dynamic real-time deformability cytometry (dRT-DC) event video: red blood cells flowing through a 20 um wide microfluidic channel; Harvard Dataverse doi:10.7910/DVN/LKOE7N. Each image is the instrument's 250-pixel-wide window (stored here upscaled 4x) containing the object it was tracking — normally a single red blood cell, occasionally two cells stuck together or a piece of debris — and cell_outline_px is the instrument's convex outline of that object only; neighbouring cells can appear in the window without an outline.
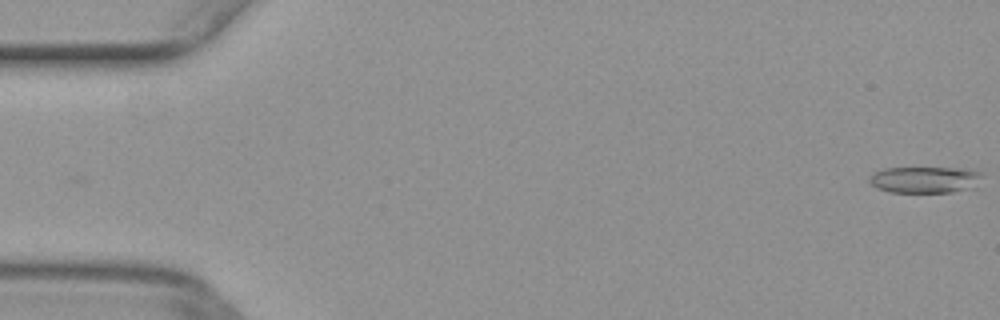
{"species": "common noctule bat (a hibernating species)", "species_latin": "Nyctalus noctula", "temperature_condition": "warm", "stored_images_in_passage": 51, "camera_frame_rate_fps": 3000, "um_per_image_px": 0.085, "animal": {"sex": "female", "body_mass_g": 29.2, "forearm_length_mm": 56.3}, "frame": {"image": 1, "passage_image": 1, "time_ms": 0.0, "image_size_px": [1000, 320], "cell_outline_px": [[980, 172], [964, 188], [952, 192], [888, 192], [876, 188], [868, 180], [868, 176], [884, 168], [964, 168]], "centroid_in_image_um": [78.38, 15.26], "position_along_channel_um": 6.6, "area_um2": 16.53}}
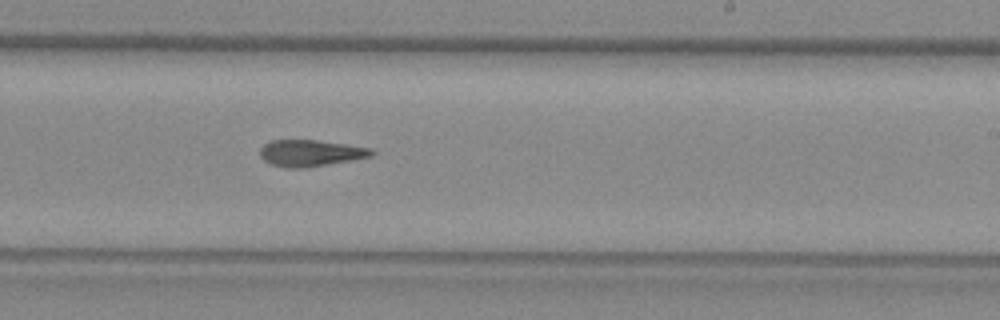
{"frame": {"image": 2, "passage_image": 31, "time_ms": 10.0, "image_size_px": [1000, 320], "cell_outline_px": [[376, 152], [372, 156], [352, 160], [304, 168], [284, 168], [272, 164], [264, 160], [260, 156], [260, 148], [264, 144], [272, 140], [316, 140], [372, 148]], "centroid_in_image_um": [26.39, 13.01], "position_along_channel_um": 262.6, "area_um2": 17.22}}
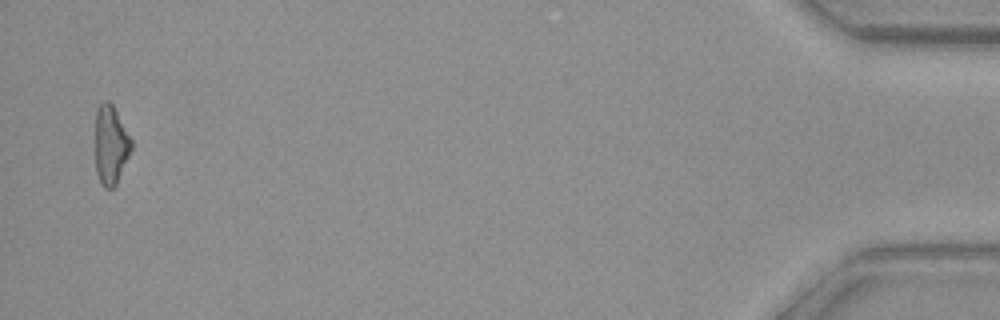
{"frame": {"image": 3, "passage_image": 50, "time_ms": 16.333, "image_size_px": [1000, 320], "cell_outline_px": [[132, 148], [116, 184], [112, 188], [104, 188], [100, 184], [96, 172], [96, 108], [104, 100], [108, 100], [112, 104], [132, 140]], "centroid_in_image_um": [9.4, 12.32], "position_along_channel_um": 425.8, "area_um2": 16.47}}